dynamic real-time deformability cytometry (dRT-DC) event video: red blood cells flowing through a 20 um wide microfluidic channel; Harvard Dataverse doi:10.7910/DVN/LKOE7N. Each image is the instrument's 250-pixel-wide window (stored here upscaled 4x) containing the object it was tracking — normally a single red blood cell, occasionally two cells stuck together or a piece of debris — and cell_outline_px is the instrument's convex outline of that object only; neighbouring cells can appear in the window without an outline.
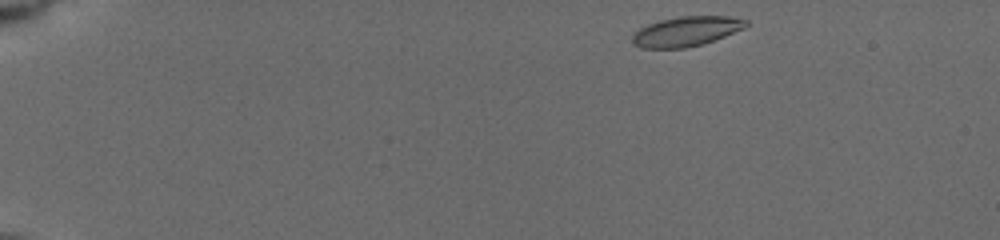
{"species": "common noctule bat (a hibernating species)", "species_latin": "Nyctalus noctula", "temperature_condition": "cold", "stored_images_in_passage": 13, "camera_frame_rate_fps": 3000, "um_per_image_px": 0.085, "animal": {"sex": "female", "body_mass_g": 19.5, "forearm_length_mm": 54.1}, "frame": {"image": 1, "passage_image": 1, "time_ms": 0.0, "image_size_px": [1000, 240], "cell_outline_px": [[748, 24], [744, 28], [724, 36], [700, 44], [684, 48], [640, 48], [632, 44], [632, 36], [640, 28], [648, 24], [660, 20], [680, 16], [728, 16], [748, 20]], "centroid_in_image_um": [58.3, 2.66], "position_along_channel_um": 26.7, "area_um2": 19.54}}
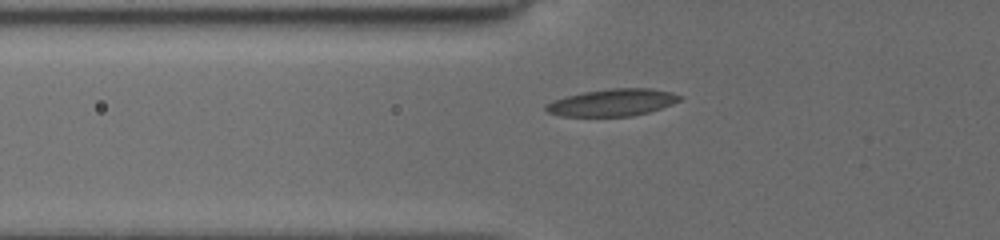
{"frame": {"image": 2, "passage_image": 10, "time_ms": 4.0, "image_size_px": [1000, 240], "cell_outline_px": [[684, 96], [680, 100], [672, 104], [648, 112], [632, 116], [560, 116], [548, 112], [544, 108], [544, 104], [552, 100], [584, 92], [608, 88], [652, 88], [672, 92]], "centroid_in_image_um": [52.06, 8.7], "position_along_channel_um": 73.7, "area_um2": 21.21}}
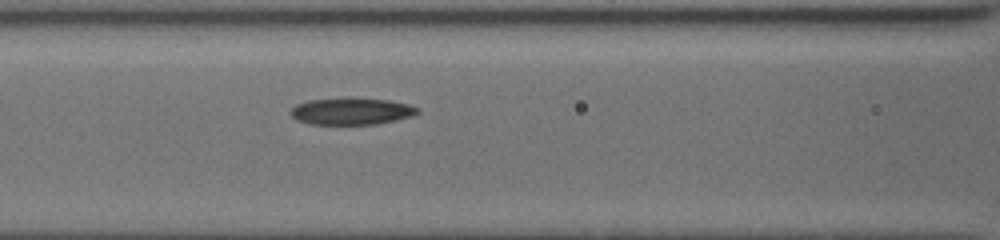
{"frame": {"image": 3, "passage_image": 13, "time_ms": 5.667, "image_size_px": [1000, 240], "cell_outline_px": [[420, 112], [412, 116], [396, 120], [376, 124], [312, 124], [296, 120], [292, 116], [292, 108], [296, 104], [308, 100], [388, 100], [408, 104], [420, 108]], "centroid_in_image_um": [29.91, 9.49], "position_along_channel_um": 136.7, "area_um2": 19.07}}